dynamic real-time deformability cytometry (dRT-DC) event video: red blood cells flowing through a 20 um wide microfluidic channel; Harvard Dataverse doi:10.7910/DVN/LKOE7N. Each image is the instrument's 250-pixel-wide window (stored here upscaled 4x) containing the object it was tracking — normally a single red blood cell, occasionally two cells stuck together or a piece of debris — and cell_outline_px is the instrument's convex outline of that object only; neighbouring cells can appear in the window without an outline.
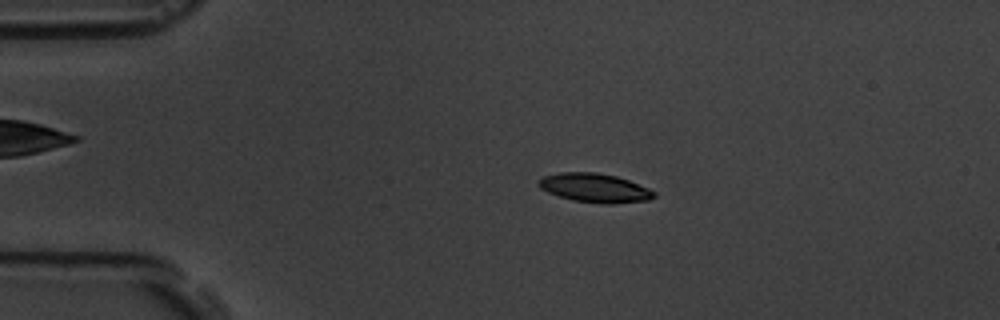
{"species": "common noctule bat (a hibernating species)", "species_latin": "Nyctalus noctula", "temperature_condition": "room temperature", "stored_images_in_passage": 16, "camera_frame_rate_fps": 3000, "um_per_image_px": 0.085, "animal": {"sex": "male", "body_mass_g": 19.5, "forearm_length_mm": 54.6}, "frame": {"image": 1, "passage_image": 3, "time_ms": 2.333, "image_size_px": [1000, 320], "cell_outline_px": [[656, 196], [648, 200], [616, 204], [604, 204], [572, 200], [548, 192], [540, 188], [536, 184], [544, 176], [560, 172], [596, 172], [616, 176], [628, 180], [648, 188], [656, 192]], "centroid_in_image_um": [50.57, 15.97], "position_along_channel_um": 34.4, "area_um2": 19.48}}
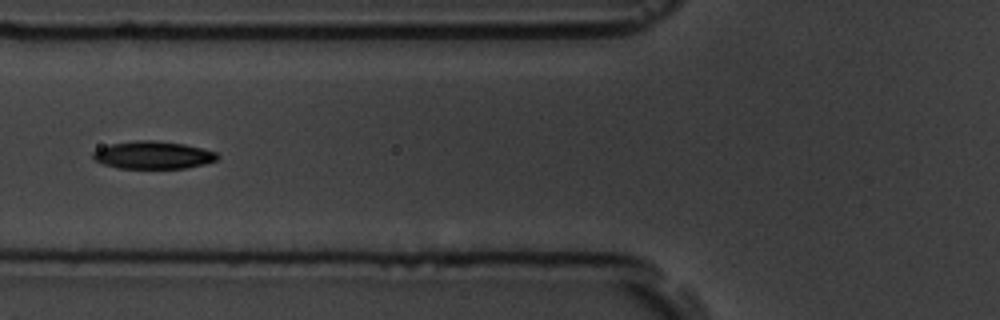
{"frame": {"image": 2, "passage_image": 6, "time_ms": 5.667, "image_size_px": [1000, 320], "cell_outline_px": [[220, 156], [216, 160], [204, 164], [184, 168], [120, 168], [104, 164], [96, 160], [92, 156], [92, 152], [100, 148], [112, 144], [136, 140], [152, 140], [184, 144], [216, 152]], "centroid_in_image_um": [13.02, 13.18], "position_along_channel_um": 112.8, "area_um2": 19.77}}
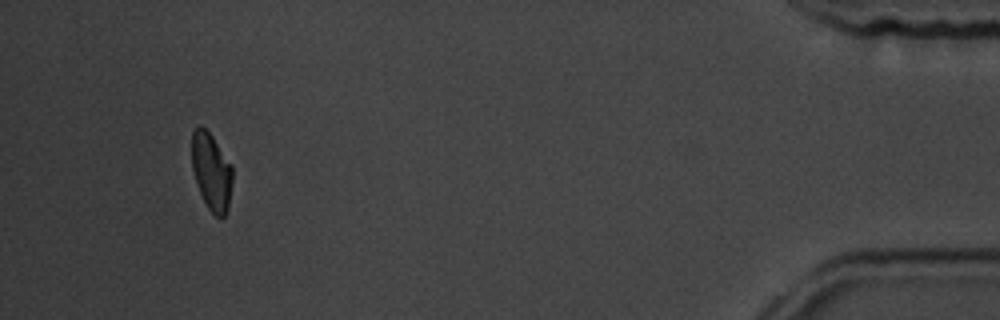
{"frame": {"image": 3, "passage_image": 15, "time_ms": 16.0, "image_size_px": [1000, 320], "cell_outline_px": [[232, 180], [228, 208], [224, 216], [220, 220], [208, 208], [200, 192], [192, 168], [192, 132], [200, 124], [212, 136], [232, 164]], "centroid_in_image_um": [17.98, 14.58], "position_along_channel_um": 417.2, "area_um2": 18.21}, "authors_computed_cell_mechanics": {"area_um2": 19.4208, "velocity_mm_per_s": 3.6398, "shape_relaxation_time_tau1_ms": 2.3972, "shape_relaxation_time_tau2_ms": 6.6017, "deformation_change_tau1": 0.0928, "deformation_change_tau2": 0.095}}